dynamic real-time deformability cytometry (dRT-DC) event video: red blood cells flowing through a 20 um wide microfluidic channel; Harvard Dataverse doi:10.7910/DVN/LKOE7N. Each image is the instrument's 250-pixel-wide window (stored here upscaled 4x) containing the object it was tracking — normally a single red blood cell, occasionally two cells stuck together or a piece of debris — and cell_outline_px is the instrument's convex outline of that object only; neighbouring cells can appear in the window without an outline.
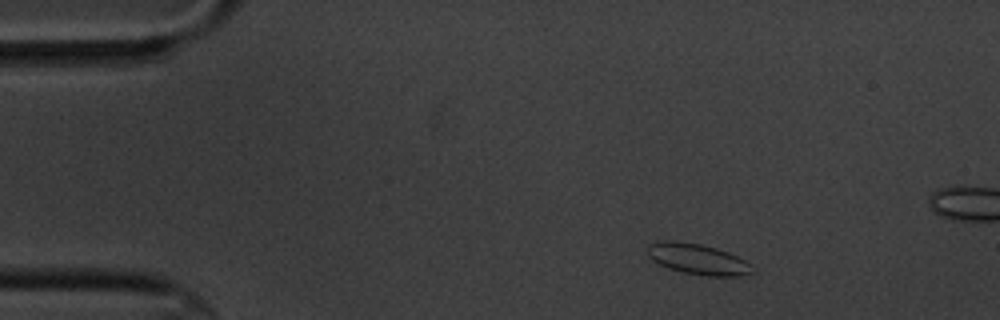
{"species": "common noctule bat (a hibernating species)", "species_latin": "Nyctalus noctula", "temperature_condition": "cold", "stored_images_in_passage": 4, "camera_frame_rate_fps": 3000, "um_per_image_px": 0.085, "animal": {"sex": "male", "body_mass_g": 20.1, "forearm_length_mm": 53.5}, "frame": {"image": 1, "passage_image": 1, "time_ms": 0.0, "image_size_px": [1000, 320], "cell_outline_px": [[756, 272], [740, 276], [704, 276], [684, 272], [668, 268], [652, 260], [648, 256], [648, 244], [664, 240], [668, 240], [700, 244], [716, 248], [728, 252], [744, 260], [756, 268]], "centroid_in_image_um": [59.34, 22.04], "position_along_channel_um": 25.7, "area_um2": 18.79}}